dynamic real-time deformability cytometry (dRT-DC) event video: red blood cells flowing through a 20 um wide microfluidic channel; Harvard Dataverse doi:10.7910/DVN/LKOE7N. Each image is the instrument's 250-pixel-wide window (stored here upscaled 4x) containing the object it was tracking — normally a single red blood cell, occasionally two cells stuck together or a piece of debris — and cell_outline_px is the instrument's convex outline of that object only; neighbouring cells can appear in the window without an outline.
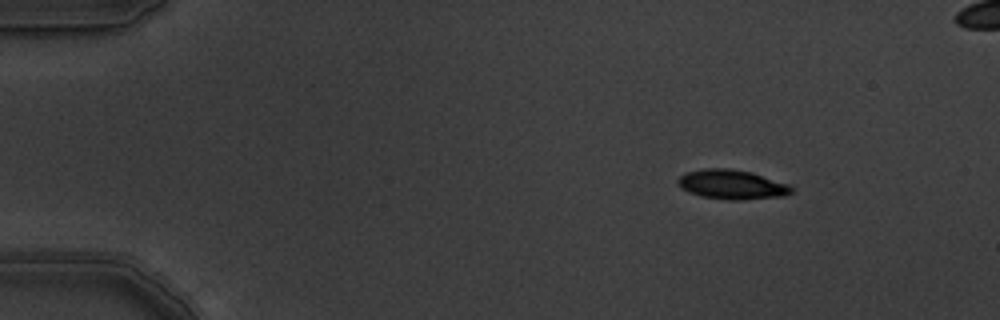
{"species": "common noctule bat (a hibernating species)", "species_latin": "Nyctalus noctula", "temperature_condition": "warm", "stored_images_in_passage": 6, "camera_frame_rate_fps": 3000, "um_per_image_px": 0.085, "animal": {"sex": "male", "body_mass_g": 19.5, "forearm_length_mm": 54.6}, "frame": {"image": 1, "passage_image": 2, "time_ms": 0.333, "image_size_px": [1000, 320], "cell_outline_px": [[792, 192], [784, 196], [744, 200], [728, 200], [700, 196], [688, 192], [680, 188], [676, 180], [680, 176], [688, 172], [704, 168], [728, 168], [752, 172], [792, 184]], "centroid_in_image_um": [62.24, 15.69], "position_along_channel_um": 22.8, "area_um2": 19.83}}